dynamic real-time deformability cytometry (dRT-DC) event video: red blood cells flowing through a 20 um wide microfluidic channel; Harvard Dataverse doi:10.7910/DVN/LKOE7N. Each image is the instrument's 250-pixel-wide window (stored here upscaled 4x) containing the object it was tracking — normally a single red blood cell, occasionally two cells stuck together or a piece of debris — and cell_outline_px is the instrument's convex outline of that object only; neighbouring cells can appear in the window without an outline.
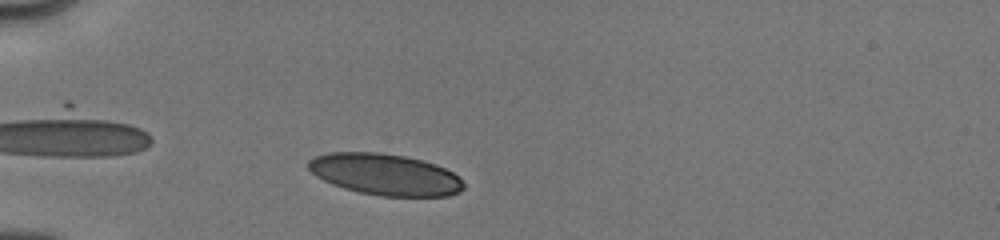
{"species": "human", "species_latin": "Homo sapiens", "temperature_condition": "cold", "stored_images_in_passage": 36, "camera_frame_rate_fps": 3000, "um_per_image_px": 0.085, "donor": {"sex": "male"}, "frame": {"image": 1, "passage_image": 8, "time_ms": 1.333, "image_size_px": [1000, 240], "cell_outline_px": [[464, 188], [460, 192], [448, 196], [380, 196], [360, 192], [344, 188], [332, 184], [316, 176], [308, 168], [308, 160], [316, 156], [332, 152], [380, 152], [404, 156], [436, 164], [460, 176], [464, 184]], "centroid_in_image_um": [32.75, 14.83], "position_along_channel_um": 52.2, "area_um2": 37.45}}
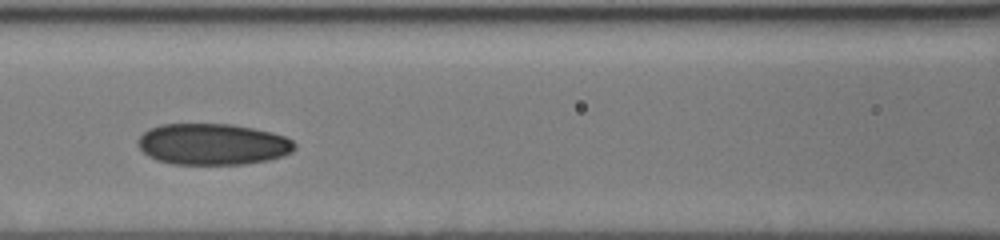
{"frame": {"image": 2, "passage_image": 28, "time_ms": 4.333, "image_size_px": [1000, 240], "cell_outline_px": [[296, 148], [292, 152], [284, 156], [268, 160], [244, 164], [172, 164], [156, 160], [148, 156], [136, 144], [136, 140], [148, 128], [160, 124], [232, 124], [272, 132], [284, 136], [292, 140], [296, 144]], "centroid_in_image_um": [18.07, 12.26], "position_along_channel_um": 148.5, "area_um2": 38.03}}
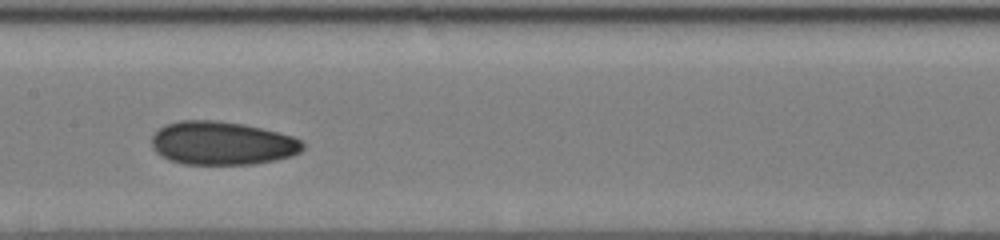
{"frame": {"image": 3, "passage_image": 35, "time_ms": 5.333, "image_size_px": [1000, 240], "cell_outline_px": [[304, 148], [300, 152], [292, 156], [276, 160], [252, 164], [184, 164], [168, 160], [160, 156], [152, 148], [152, 136], [164, 124], [180, 120], [216, 120], [244, 124], [292, 136], [300, 140], [304, 144]], "centroid_in_image_um": [18.85, 12.17], "position_along_channel_um": 188.5, "area_um2": 38.38}}